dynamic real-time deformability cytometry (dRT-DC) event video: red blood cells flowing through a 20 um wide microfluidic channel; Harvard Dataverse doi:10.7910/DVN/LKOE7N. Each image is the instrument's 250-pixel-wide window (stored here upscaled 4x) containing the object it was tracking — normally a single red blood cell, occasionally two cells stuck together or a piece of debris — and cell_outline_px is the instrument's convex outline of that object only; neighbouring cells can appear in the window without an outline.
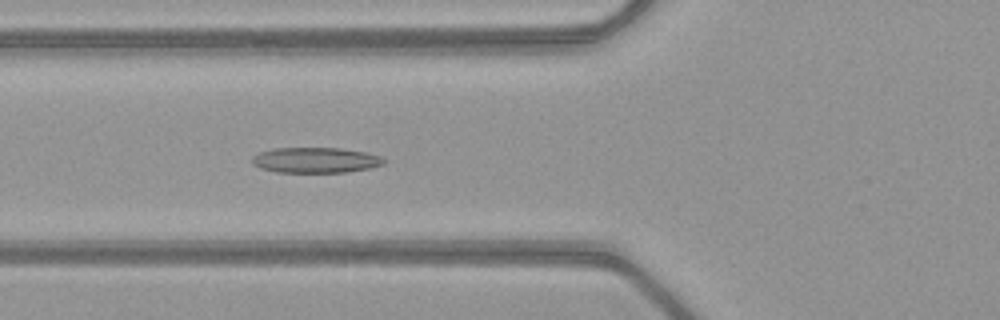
{"species": "common noctule bat (a hibernating species)", "species_latin": "Nyctalus noctula", "temperature_condition": "warm", "stored_images_in_passage": 51, "camera_frame_rate_fps": 3000, "um_per_image_px": 0.085, "animal": {"sex": "female", "body_mass_g": 21.9}, "frame": {"image": 1, "passage_image": 20, "time_ms": 6.333, "image_size_px": [1000, 320], "cell_outline_px": [[384, 164], [368, 168], [348, 172], [276, 172], [260, 168], [252, 164], [252, 156], [260, 152], [272, 148], [340, 148], [364, 152], [380, 156], [384, 160]], "centroid_in_image_um": [26.78, 13.61], "position_along_channel_um": 99.0, "area_um2": 19.48}}
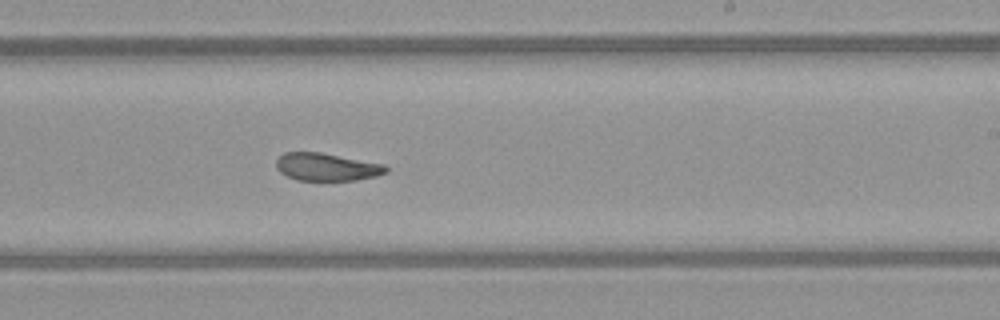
{"frame": {"image": 2, "passage_image": 32, "time_ms": 10.333, "image_size_px": [1000, 320], "cell_outline_px": [[388, 172], [376, 176], [356, 180], [296, 180], [280, 172], [276, 168], [276, 160], [284, 152], [320, 152], [384, 164], [388, 168]], "centroid_in_image_um": [27.77, 14.19], "position_along_channel_um": 261.2, "area_um2": 17.69}}
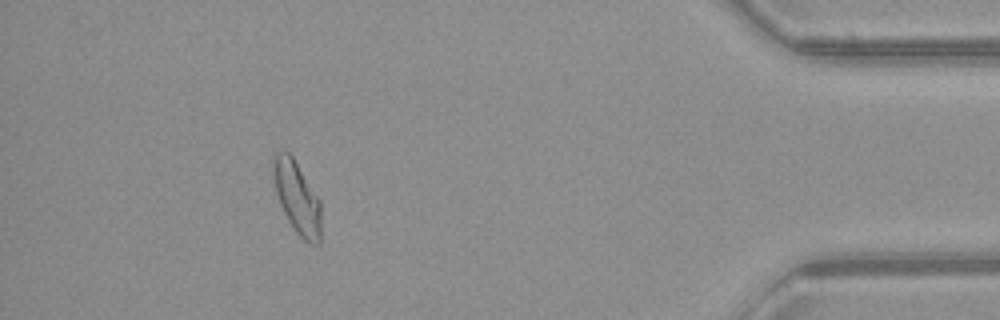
{"frame": {"image": 3, "passage_image": 47, "time_ms": 15.333, "image_size_px": [1000, 320], "cell_outline_px": [[320, 244], [308, 244], [296, 232], [288, 220], [280, 204], [276, 192], [272, 172], [272, 160], [276, 152], [288, 152], [292, 156], [320, 200]], "centroid_in_image_um": [25.24, 16.8], "position_along_channel_um": 410.0, "area_um2": 19.94}, "authors_computed_cell_mechanics": {"area_um2": 19.941, "velocity_mm_per_s": 4.031, "shape_relaxation_time_tau1_ms": 7.4303, "shape_relaxation_time_tau2_ms": 3.1104, "deformation_change_tau1": 0.1904, "deformation_change_tau2": 0.1071}}